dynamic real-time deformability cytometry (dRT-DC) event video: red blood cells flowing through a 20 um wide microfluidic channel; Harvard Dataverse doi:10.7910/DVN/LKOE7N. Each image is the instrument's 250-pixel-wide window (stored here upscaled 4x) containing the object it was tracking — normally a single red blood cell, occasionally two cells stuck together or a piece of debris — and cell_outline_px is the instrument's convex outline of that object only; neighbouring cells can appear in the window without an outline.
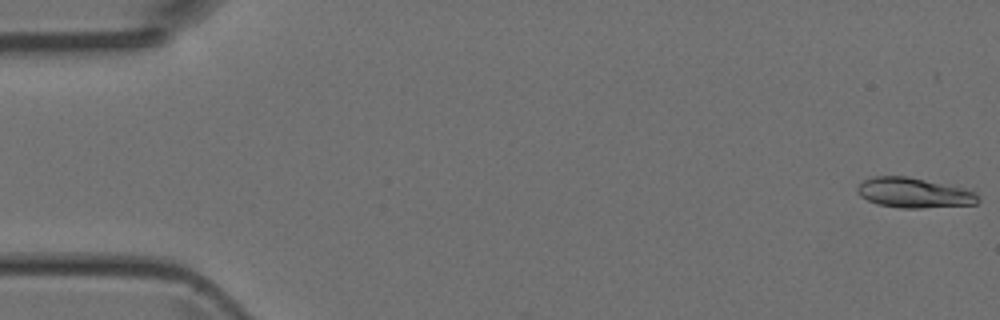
{"species": "Egyptian fruit bat (a non-hibernating species)", "species_latin": "Rousettus aegyptiacus", "temperature_condition": "room temperature", "stored_images_in_passage": 48, "camera_frame_rate_fps": 3000, "um_per_image_px": 0.085, "animal": {"sex": "female"}, "frame": {"image": 1, "passage_image": 1, "time_ms": 0.0, "image_size_px": [1000, 320], "cell_outline_px": [[980, 200], [976, 204], [920, 208], [900, 208], [876, 204], [860, 196], [856, 192], [856, 188], [864, 180], [872, 176], [904, 176], [964, 188], [976, 192]], "centroid_in_image_um": [77.66, 16.4], "position_along_channel_um": 7.3, "area_um2": 21.04}}
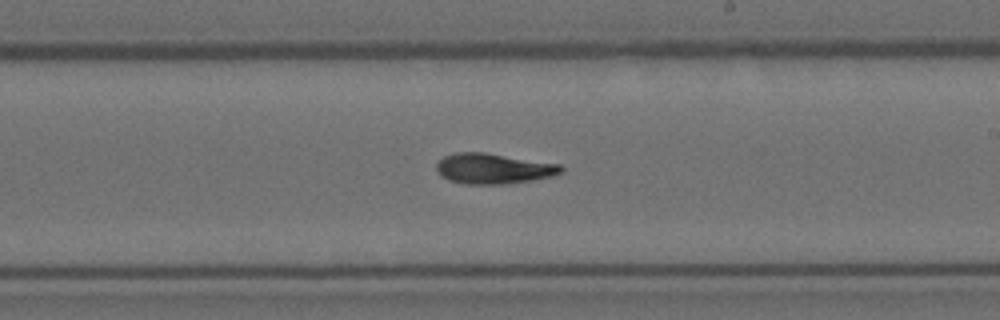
{"frame": {"image": 2, "passage_image": 28, "time_ms": 9.0, "image_size_px": [1000, 320], "cell_outline_px": [[564, 172], [552, 176], [532, 180], [508, 184], [464, 184], [448, 180], [440, 176], [436, 168], [436, 164], [444, 156], [456, 152], [484, 152], [560, 164], [564, 168]], "centroid_in_image_um": [41.94, 14.33], "position_along_channel_um": 247.1, "area_um2": 22.25}}
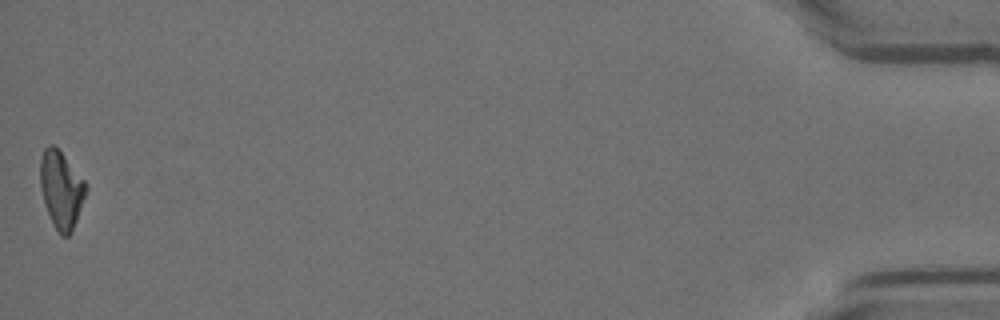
{"frame": {"image": 3, "passage_image": 48, "time_ms": 15.667, "image_size_px": [1000, 320], "cell_outline_px": [[88, 188], [72, 232], [68, 236], [60, 236], [44, 204], [40, 188], [40, 160], [44, 148], [48, 144], [52, 144], [60, 152], [88, 184]], "centroid_in_image_um": [5.2, 16.12], "position_along_channel_um": 430.0, "area_um2": 20.4}}